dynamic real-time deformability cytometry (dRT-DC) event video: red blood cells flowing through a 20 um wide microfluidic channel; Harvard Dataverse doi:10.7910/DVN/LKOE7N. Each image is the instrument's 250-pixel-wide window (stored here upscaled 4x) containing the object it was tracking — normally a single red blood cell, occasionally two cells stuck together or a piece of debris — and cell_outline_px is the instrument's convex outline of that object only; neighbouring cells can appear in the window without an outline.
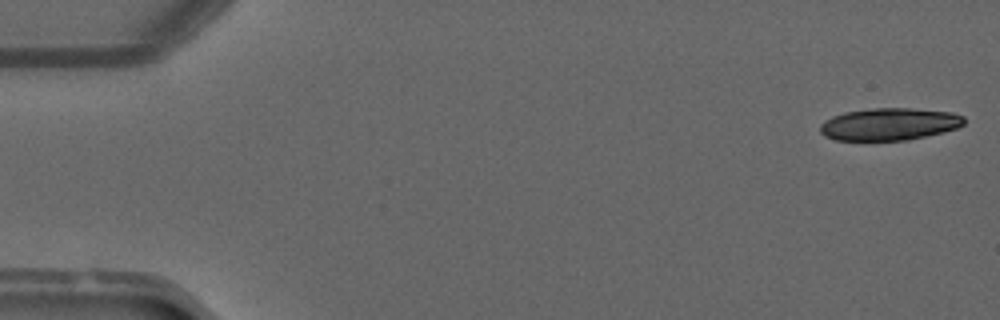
{"species": "common noctule bat (a hibernating species)", "species_latin": "Nyctalus noctula", "temperature_condition": "warm", "stored_images_in_passage": 50, "camera_frame_rate_fps": 3000, "um_per_image_px": 0.085, "animal": {"sex": "male", "forearm_length_mm": 52.5}, "frame": {"image": 1, "passage_image": 1, "time_ms": 0.0, "image_size_px": [1000, 320], "cell_outline_px": [[964, 124], [956, 128], [944, 132], [908, 140], [836, 140], [824, 136], [820, 132], [820, 124], [824, 120], [832, 116], [844, 112], [872, 108], [912, 108], [952, 112], [964, 116]], "centroid_in_image_um": [75.58, 10.55], "position_along_channel_um": 9.4, "area_um2": 27.22}}
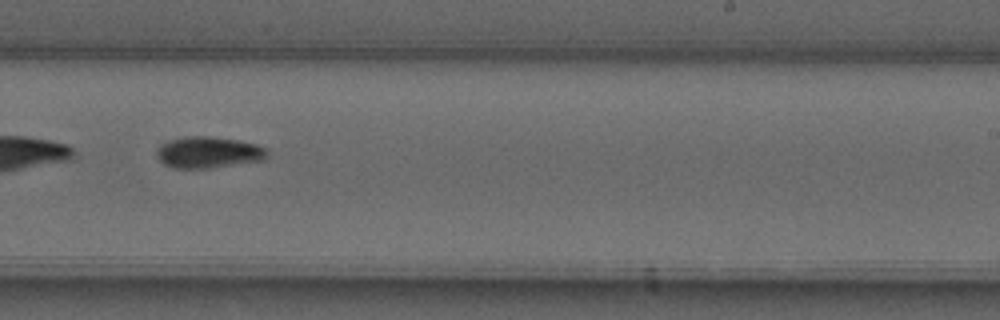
{"frame": {"image": 2, "passage_image": 31, "time_ms": 10.0, "image_size_px": [1000, 320], "cell_outline_px": [[268, 156], [264, 160], [208, 168], [172, 168], [164, 164], [156, 156], [156, 148], [160, 144], [168, 140], [184, 136], [208, 136], [236, 140], [256, 144], [268, 148]], "centroid_in_image_um": [17.69, 12.94], "position_along_channel_um": 271.3, "area_um2": 20.4}}
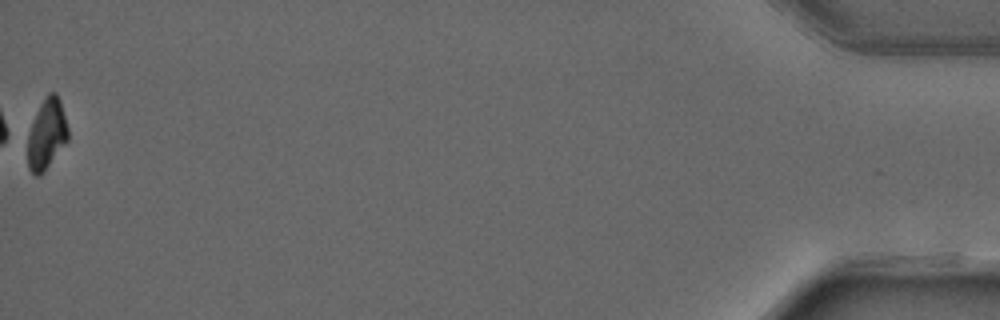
{"frame": {"image": 3, "passage_image": 50, "time_ms": 16.333, "image_size_px": [1000, 320], "cell_outline_px": [[68, 140], [44, 172], [40, 176], [36, 176], [28, 168], [24, 132], [40, 104], [48, 92], [56, 92], [60, 100], [68, 128]], "centroid_in_image_um": [3.89, 11.41], "position_along_channel_um": 431.3, "area_um2": 17.46}, "authors_computed_cell_mechanics": {"area_um2": 19.652, "velocity_mm_per_s": 4.1149, "shape_relaxation_time_tau1_ms": 6.8931, "shape_relaxation_time_tau2_ms": null, "deformation_change_tau1": 0.214, "deformation_change_tau2": null}}